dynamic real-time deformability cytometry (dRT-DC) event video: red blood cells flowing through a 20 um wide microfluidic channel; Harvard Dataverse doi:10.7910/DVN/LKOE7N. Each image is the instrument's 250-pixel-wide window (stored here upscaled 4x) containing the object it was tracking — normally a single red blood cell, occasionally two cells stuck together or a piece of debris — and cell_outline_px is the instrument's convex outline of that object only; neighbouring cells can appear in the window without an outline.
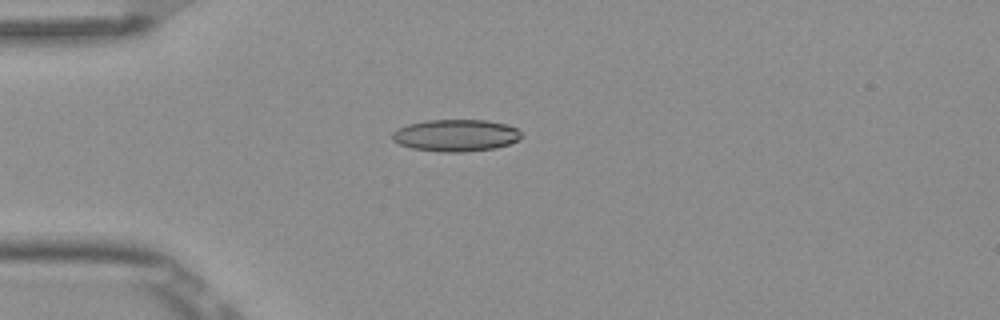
{"species": "Egyptian fruit bat (a non-hibernating species)", "species_latin": "Rousettus aegyptiacus", "temperature_condition": "room temperature", "stored_images_in_passage": 2, "camera_frame_rate_fps": 3000, "um_per_image_px": 0.085, "frame": {"image": 1, "passage_image": 2, "time_ms": 0.333, "image_size_px": [1000, 320], "cell_outline_px": [[524, 136], [520, 140], [496, 148], [464, 152], [440, 152], [412, 148], [400, 144], [392, 140], [392, 132], [408, 124], [428, 120], [488, 120], [504, 124], [516, 128]], "centroid_in_image_um": [38.77, 11.51], "position_along_channel_um": 46.2, "area_um2": 24.1}}